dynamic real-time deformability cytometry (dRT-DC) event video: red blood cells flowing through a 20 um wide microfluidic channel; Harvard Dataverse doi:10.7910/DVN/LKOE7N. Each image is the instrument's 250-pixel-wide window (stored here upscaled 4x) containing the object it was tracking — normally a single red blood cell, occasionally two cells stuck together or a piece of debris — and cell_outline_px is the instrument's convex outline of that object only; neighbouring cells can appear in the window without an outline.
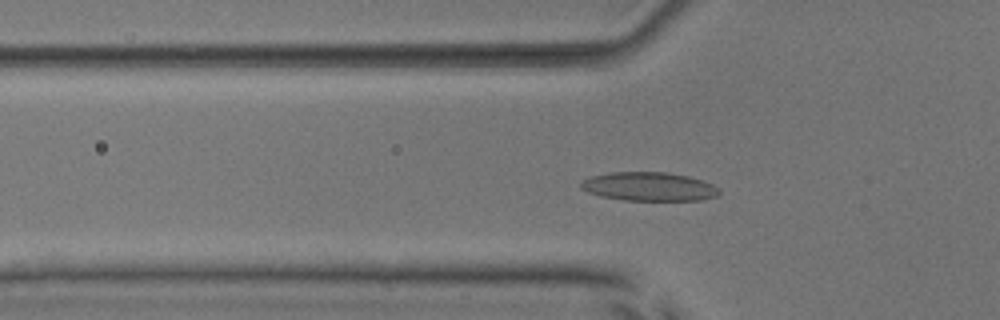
{"species": "common noctule bat (a hibernating species)", "species_latin": "Nyctalus noctula", "temperature_condition": "room temperature", "stored_images_in_passage": 53, "camera_frame_rate_fps": 3000, "um_per_image_px": 0.085, "animal": {"sex": "male", "body_mass_g": 17.9, "forearm_length_mm": 54.2}, "frame": {"image": 1, "passage_image": 18, "time_ms": 5.667, "image_size_px": [1000, 320], "cell_outline_px": [[720, 192], [716, 196], [700, 200], [624, 200], [600, 196], [588, 192], [580, 188], [580, 184], [584, 180], [592, 176], [612, 172], [664, 172], [688, 176], [712, 184], [720, 188]], "centroid_in_image_um": [55.16, 15.86], "position_along_channel_um": 70.6, "area_um2": 23.0}}
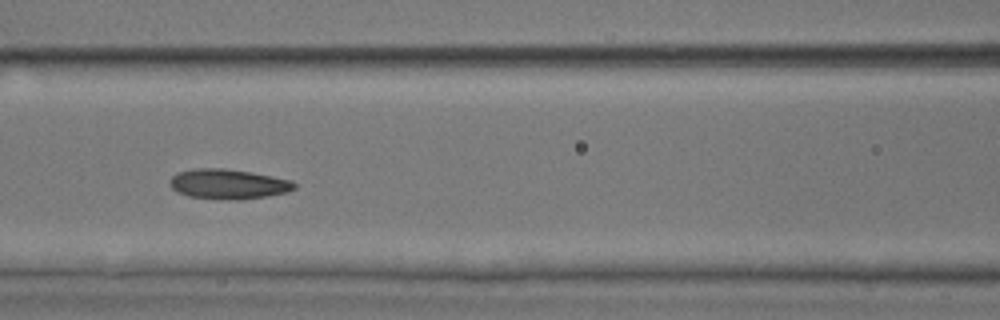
{"frame": {"image": 2, "passage_image": 24, "time_ms": 7.667, "image_size_px": [1000, 320], "cell_outline_px": [[296, 188], [288, 192], [268, 196], [240, 200], [232, 200], [188, 196], [176, 192], [168, 184], [168, 180], [176, 172], [192, 168], [224, 168], [272, 176], [292, 180], [296, 184]], "centroid_in_image_um": [19.37, 15.64], "position_along_channel_um": 147.2, "area_um2": 21.96}}
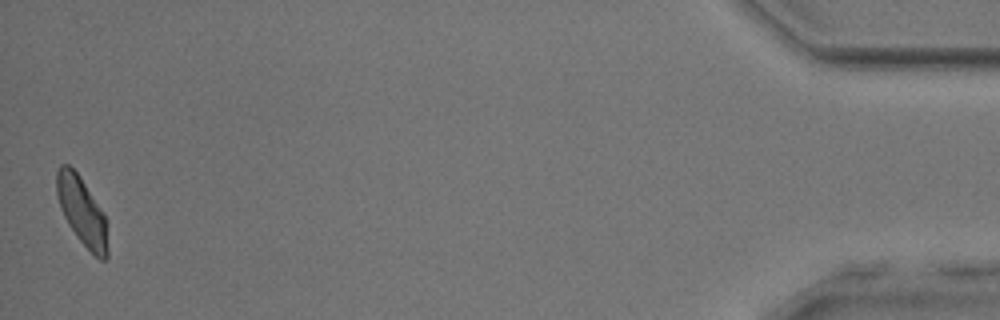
{"frame": {"image": 3, "passage_image": 53, "time_ms": 17.333, "image_size_px": [1000, 320], "cell_outline_px": [[108, 256], [104, 260], [100, 260], [80, 240], [68, 224], [60, 208], [56, 192], [56, 172], [60, 164], [68, 164], [80, 176], [104, 216], [108, 248]], "centroid_in_image_um": [6.93, 17.93], "position_along_channel_um": 428.3, "area_um2": 19.71}, "authors_computed_cell_mechanics": {"area_um2": 21.3282, "velocity_mm_per_s": 3.8434, "shape_relaxation_time_tau1_ms": 3.1227, "shape_relaxation_time_tau2_ms": 2.6489, "deformation_change_tau1": 0.1167, "deformation_change_tau2": 0.0839}}